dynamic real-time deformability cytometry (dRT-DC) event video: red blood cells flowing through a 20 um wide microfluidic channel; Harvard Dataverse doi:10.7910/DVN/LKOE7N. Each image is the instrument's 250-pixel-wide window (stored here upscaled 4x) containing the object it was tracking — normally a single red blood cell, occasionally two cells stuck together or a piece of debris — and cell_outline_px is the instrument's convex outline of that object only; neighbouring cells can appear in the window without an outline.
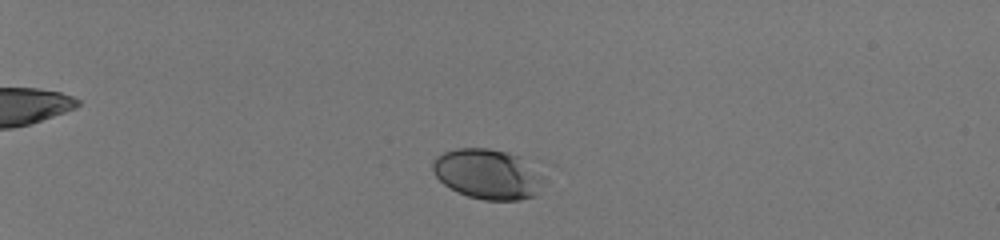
{"species": "human", "species_latin": "Homo sapiens", "temperature_condition": "room temperature", "stored_images_in_passage": 41, "camera_frame_rate_fps": 3000, "um_per_image_px": 0.085, "donor": {"sex": "male"}, "frame": {"image": 1, "passage_image": 3, "time_ms": 0.667, "image_size_px": [1000, 240], "cell_outline_px": [[540, 180], [536, 196], [520, 200], [484, 200], [468, 196], [444, 184], [436, 176], [432, 168], [432, 164], [436, 156], [444, 152], [456, 148], [488, 148], [508, 152], [520, 156], [540, 176]], "centroid_in_image_um": [41.39, 14.79], "position_along_channel_um": 43.6, "area_um2": 31.79}}
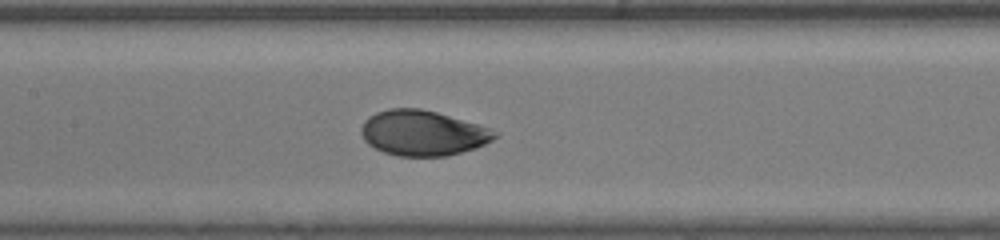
{"frame": {"image": 2, "passage_image": 19, "time_ms": 6.0, "image_size_px": [1000, 240], "cell_outline_px": [[500, 136], [476, 148], [448, 156], [396, 156], [384, 152], [368, 144], [364, 140], [360, 132], [360, 128], [364, 120], [368, 116], [376, 112], [388, 108], [420, 108], [436, 112], [476, 124], [500, 132]], "centroid_in_image_um": [35.92, 11.31], "position_along_channel_um": 171.5, "area_um2": 35.37}}
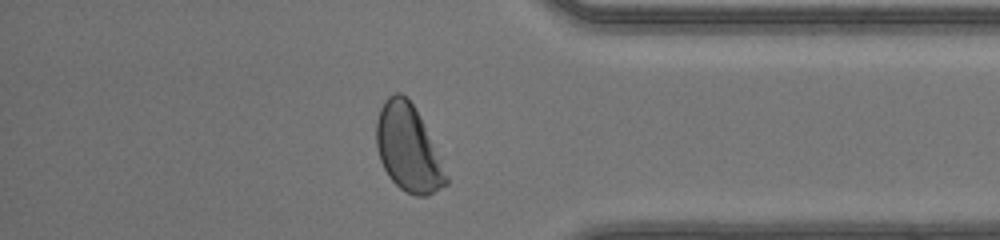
{"frame": {"image": 3, "passage_image": 36, "time_ms": 11.667, "image_size_px": [1000, 240], "cell_outline_px": [[448, 184], [428, 196], [416, 196], [400, 188], [388, 176], [380, 160], [376, 144], [376, 120], [380, 108], [384, 100], [388, 96], [396, 92], [400, 92], [408, 96], [448, 176]], "centroid_in_image_um": [34.65, 12.61], "position_along_channel_um": 400.6, "area_um2": 34.56}, "authors_computed_cell_mechanics": {"area_um2": 34.6222, "velocity_mm_per_s": 4.1521, "shape_relaxation_time_tau1_ms": 3.3668, "shape_relaxation_time_tau2_ms": null, "deformation_change_tau1": 0.1544, "deformation_change_tau2": null}}